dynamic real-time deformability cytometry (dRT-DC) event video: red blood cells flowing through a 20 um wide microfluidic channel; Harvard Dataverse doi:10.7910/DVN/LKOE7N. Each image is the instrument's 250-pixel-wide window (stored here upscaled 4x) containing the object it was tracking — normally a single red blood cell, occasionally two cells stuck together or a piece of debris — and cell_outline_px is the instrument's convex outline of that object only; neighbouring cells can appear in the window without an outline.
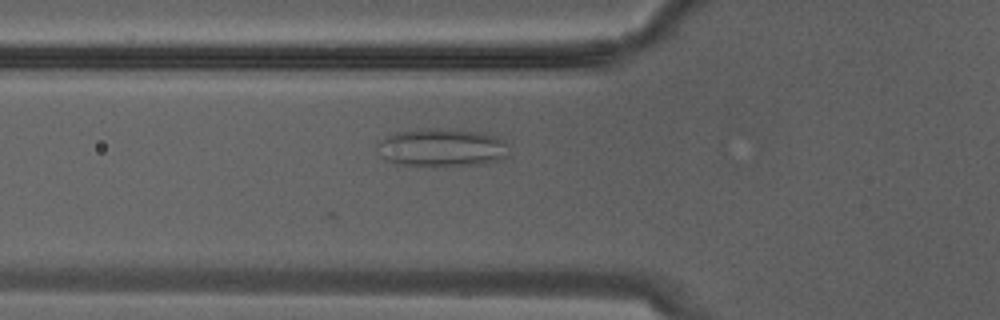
{"species": "Egyptian fruit bat (a non-hibernating species)", "species_latin": "Rousettus aegyptiacus", "temperature_condition": "warm", "stored_images_in_passage": 6, "camera_frame_rate_fps": 3000, "um_per_image_px": 0.085, "animal": {"sex": "male"}, "frame": {"image": 1, "passage_image": 2, "time_ms": 0.333, "image_size_px": [1000, 320], "cell_outline_px": [[508, 156], [500, 160], [480, 164], [444, 168], [416, 168], [396, 164], [384, 160], [376, 148], [376, 144], [380, 140], [396, 132], [424, 128], [432, 128], [484, 132], [500, 136], [508, 144]], "centroid_in_image_um": [37.55, 12.59], "position_along_channel_um": 88.3, "area_um2": 30.69}}